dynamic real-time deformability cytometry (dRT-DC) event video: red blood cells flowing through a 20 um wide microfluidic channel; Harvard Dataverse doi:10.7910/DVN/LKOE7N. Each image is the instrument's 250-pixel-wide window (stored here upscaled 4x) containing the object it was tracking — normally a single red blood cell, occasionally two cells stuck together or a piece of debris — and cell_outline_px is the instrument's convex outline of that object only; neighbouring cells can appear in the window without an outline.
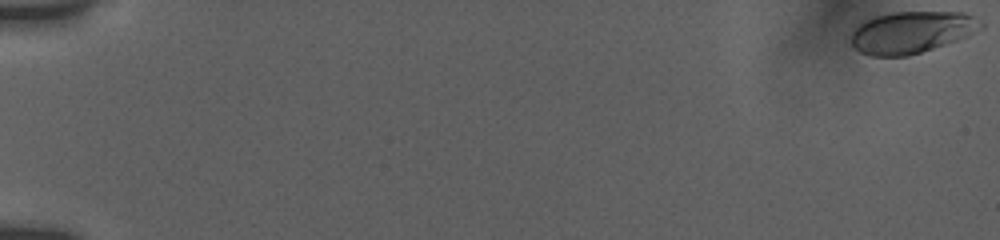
{"species": "human", "species_latin": "Homo sapiens", "temperature_condition": "room temperature", "stored_images_in_passage": 16, "camera_frame_rate_fps": 3000, "um_per_image_px": 0.085, "donor": {"sex": "female"}, "frame": {"image": 1, "passage_image": 1, "time_ms": 0.0, "image_size_px": [1000, 240], "cell_outline_px": [[984, 28], [968, 36], [908, 56], [872, 56], [860, 52], [852, 44], [852, 32], [864, 20], [876, 16], [892, 12], [964, 12], [972, 16], [984, 24]], "centroid_in_image_um": [77.5, 2.73], "position_along_channel_um": 7.5, "area_um2": 31.44}}
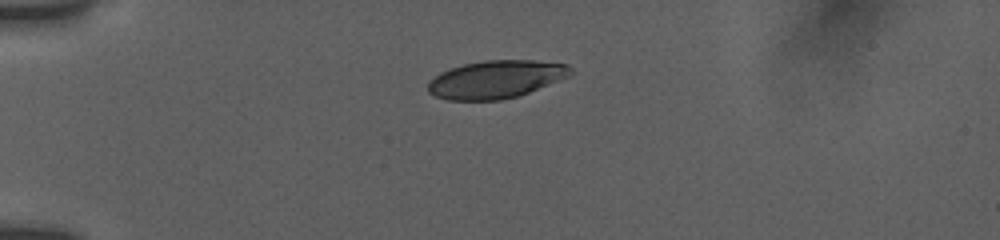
{"frame": {"image": 2, "passage_image": 10, "time_ms": 5.0, "image_size_px": [1000, 240], "cell_outline_px": [[572, 76], [528, 92], [516, 96], [500, 100], [448, 100], [436, 96], [428, 92], [428, 84], [440, 72], [448, 68], [464, 64], [484, 60], [532, 60], [568, 64], [572, 68]], "centroid_in_image_um": [42.18, 6.73], "position_along_channel_um": 42.8, "area_um2": 31.44}}
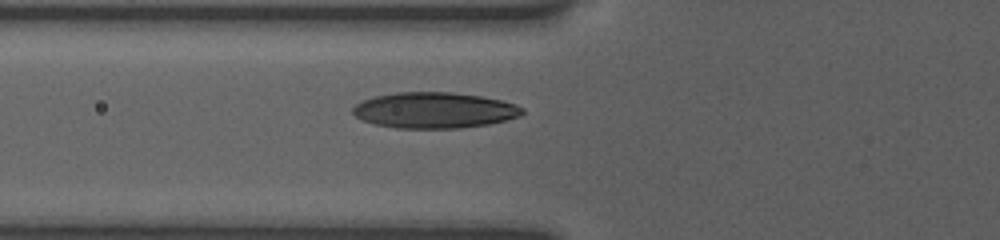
{"frame": {"image": 3, "passage_image": 16, "time_ms": 7.333, "image_size_px": [1000, 240], "cell_outline_px": [[524, 112], [520, 116], [508, 120], [488, 124], [460, 128], [396, 128], [376, 124], [364, 120], [356, 116], [352, 112], [352, 108], [356, 104], [364, 100], [376, 96], [396, 92], [452, 92], [480, 96], [500, 100], [516, 104], [524, 108]], "centroid_in_image_um": [36.95, 9.37], "position_along_channel_um": 88.8, "area_um2": 35.37}}